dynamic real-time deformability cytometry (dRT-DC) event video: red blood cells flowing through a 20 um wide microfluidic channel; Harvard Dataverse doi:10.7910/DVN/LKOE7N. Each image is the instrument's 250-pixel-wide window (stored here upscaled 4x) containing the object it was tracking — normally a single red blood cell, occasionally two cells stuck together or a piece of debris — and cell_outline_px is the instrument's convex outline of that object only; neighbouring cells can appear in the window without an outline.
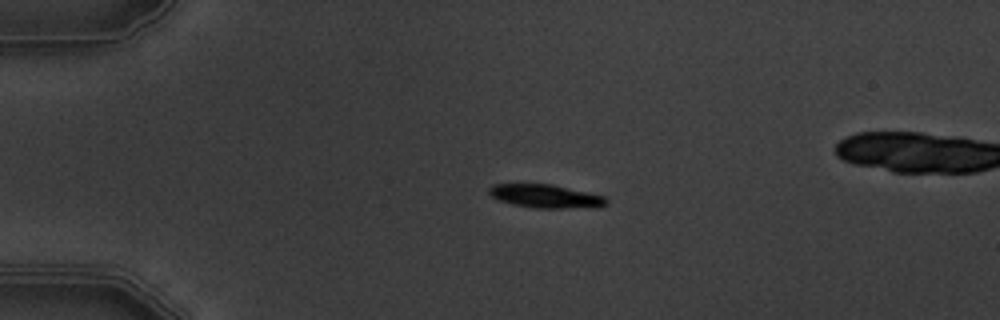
{"species": "common noctule bat (a hibernating species)", "species_latin": "Nyctalus noctula", "temperature_condition": "warm", "stored_images_in_passage": 6, "camera_frame_rate_fps": 3000, "um_per_image_px": 0.085, "animal": {"sex": "male", "body_mass_g": 19.5, "forearm_length_mm": 54.6}, "frame": {"image": 1, "passage_image": 4, "time_ms": 4.333, "image_size_px": [1000, 320], "cell_outline_px": [[608, 204], [596, 208], [536, 208], [512, 204], [500, 200], [492, 196], [488, 192], [488, 188], [492, 184], [552, 184], [588, 192], [604, 196], [608, 200]], "centroid_in_image_um": [46.42, 16.68], "position_along_channel_um": 38.6, "area_um2": 16.13}}